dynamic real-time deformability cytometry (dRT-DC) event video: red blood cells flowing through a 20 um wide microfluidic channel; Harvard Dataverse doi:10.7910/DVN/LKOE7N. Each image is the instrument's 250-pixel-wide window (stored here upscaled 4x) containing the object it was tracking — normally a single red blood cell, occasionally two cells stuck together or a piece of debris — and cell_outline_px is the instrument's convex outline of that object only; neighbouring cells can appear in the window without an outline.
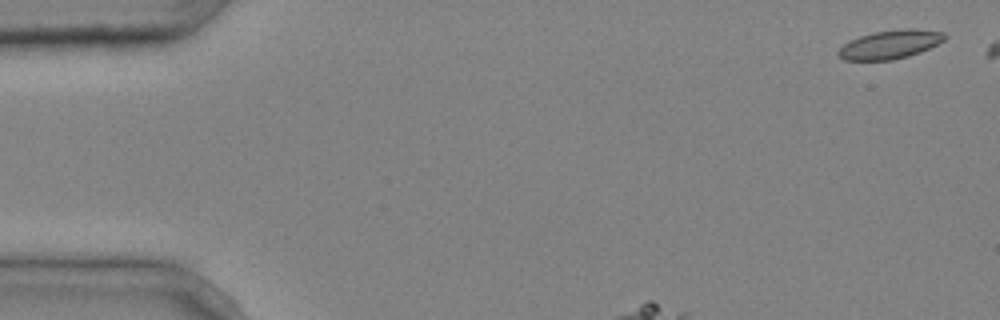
{"species": "common noctule bat (a hibernating species)", "species_latin": "Nyctalus noctula", "temperature_condition": "cold", "stored_images_in_passage": 3, "camera_frame_rate_fps": 3000, "um_per_image_px": 0.085, "animal": {"sex": "male", "body_mass_g": 20.4}, "frame": {"image": 1, "passage_image": 1, "time_ms": 0.0, "image_size_px": [1000, 320], "cell_outline_px": [[948, 36], [944, 40], [920, 52], [908, 56], [892, 60], [844, 60], [836, 56], [836, 52], [848, 40], [872, 32], [904, 28], [912, 28], [944, 32]], "centroid_in_image_um": [75.62, 3.77], "position_along_channel_um": 9.4, "area_um2": 17.92}}